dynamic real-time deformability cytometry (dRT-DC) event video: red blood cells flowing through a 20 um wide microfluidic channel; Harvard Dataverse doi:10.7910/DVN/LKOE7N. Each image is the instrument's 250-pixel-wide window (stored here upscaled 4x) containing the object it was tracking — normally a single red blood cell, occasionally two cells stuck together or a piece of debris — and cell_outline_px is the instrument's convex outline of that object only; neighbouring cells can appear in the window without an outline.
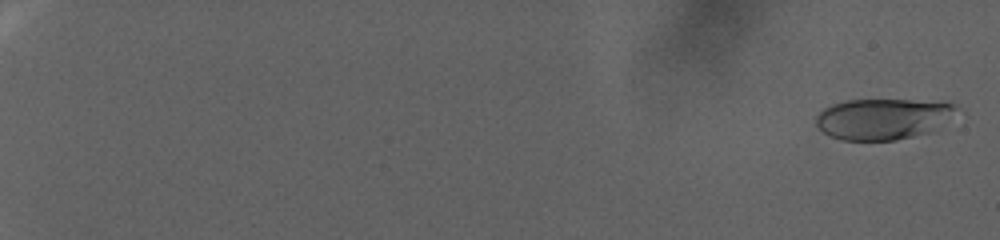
{"species": "human", "species_latin": "Homo sapiens", "temperature_condition": "warm", "stored_images_in_passage": 104, "camera_frame_rate_fps": 3000, "um_per_image_px": 0.085, "donor": {"sex": "female"}, "frame": {"image": 1, "passage_image": 3, "time_ms": 0.667, "image_size_px": [1000, 240], "cell_outline_px": [[956, 108], [932, 132], [896, 140], [840, 140], [824, 132], [816, 124], [816, 116], [824, 108], [832, 104], [848, 100], [908, 100], [956, 104]], "centroid_in_image_um": [74.97, 10.11], "position_along_channel_um": 10.0, "area_um2": 32.83}}
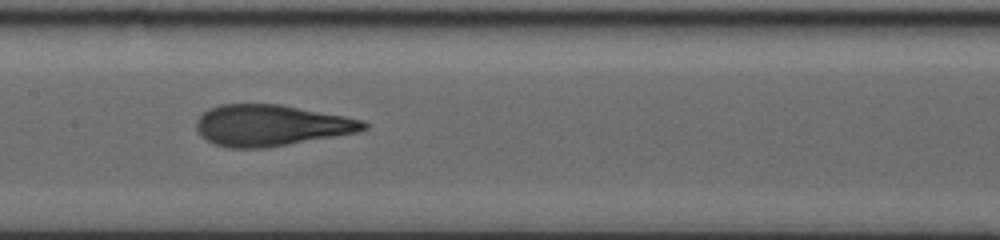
{"frame": {"image": 2, "passage_image": 62, "time_ms": 20.333, "image_size_px": [1000, 240], "cell_outline_px": [[368, 128], [360, 132], [264, 148], [228, 148], [216, 144], [200, 136], [196, 128], [196, 120], [204, 112], [220, 104], [280, 104], [344, 116], [364, 120], [368, 124]], "centroid_in_image_um": [23.05, 10.66], "position_along_channel_um": 184.4, "area_um2": 40.06}}
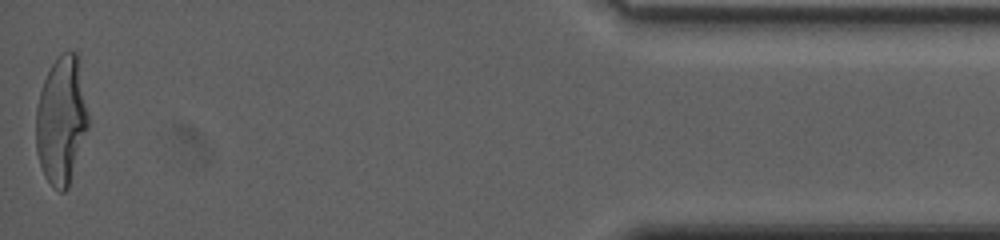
{"frame": {"image": 3, "passage_image": 104, "time_ms": 34.333, "image_size_px": [1000, 240], "cell_outline_px": [[88, 128], [68, 188], [64, 192], [60, 192], [44, 176], [36, 152], [36, 108], [40, 92], [44, 80], [52, 64], [60, 52], [68, 48], [76, 52], [88, 112]], "centroid_in_image_um": [5.21, 10.21], "position_along_channel_um": 430.0, "area_um2": 38.84}, "authors_computed_cell_mechanics": {"area_um2": 38.5815, "velocity_mm_per_s": 2.1985, "shape_relaxation_time_tau1_ms": 9.1176, "shape_relaxation_time_tau2_ms": 1.3543, "deformation_change_tau1": 0.3006, "deformation_change_tau2": 0.0916}}